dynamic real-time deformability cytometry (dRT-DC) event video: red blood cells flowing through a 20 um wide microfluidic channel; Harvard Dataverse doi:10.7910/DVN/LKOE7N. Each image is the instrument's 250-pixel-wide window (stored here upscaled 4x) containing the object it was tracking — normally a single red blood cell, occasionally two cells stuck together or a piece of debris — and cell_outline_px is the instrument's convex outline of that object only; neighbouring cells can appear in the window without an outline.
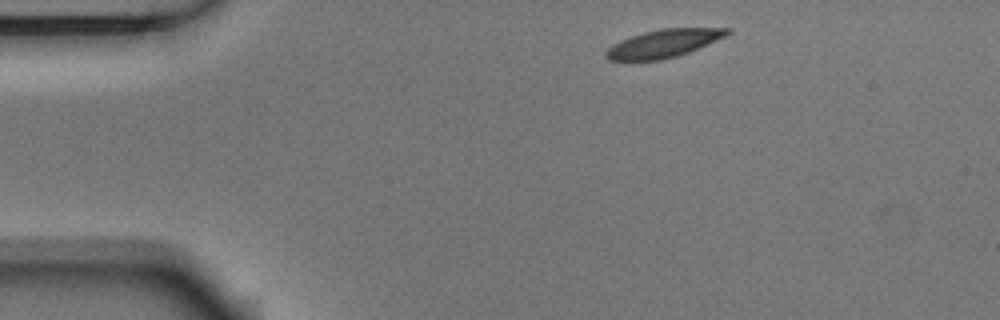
{"species": "Egyptian fruit bat (a non-hibernating species)", "species_latin": "Rousettus aegyptiacus", "temperature_condition": "room temperature", "stored_images_in_passage": 3, "camera_frame_rate_fps": 3000, "um_per_image_px": 0.085, "animal": {"sex": "male"}, "frame": {"image": 1, "passage_image": 1, "time_ms": 0.0, "image_size_px": [1000, 320], "cell_outline_px": [[732, 32], [724, 36], [688, 52], [676, 56], [660, 60], [608, 60], [604, 56], [604, 52], [612, 44], [620, 40], [644, 32], [660, 28], [732, 28]], "centroid_in_image_um": [56.36, 3.69], "position_along_channel_um": 28.6, "area_um2": 19.54}}